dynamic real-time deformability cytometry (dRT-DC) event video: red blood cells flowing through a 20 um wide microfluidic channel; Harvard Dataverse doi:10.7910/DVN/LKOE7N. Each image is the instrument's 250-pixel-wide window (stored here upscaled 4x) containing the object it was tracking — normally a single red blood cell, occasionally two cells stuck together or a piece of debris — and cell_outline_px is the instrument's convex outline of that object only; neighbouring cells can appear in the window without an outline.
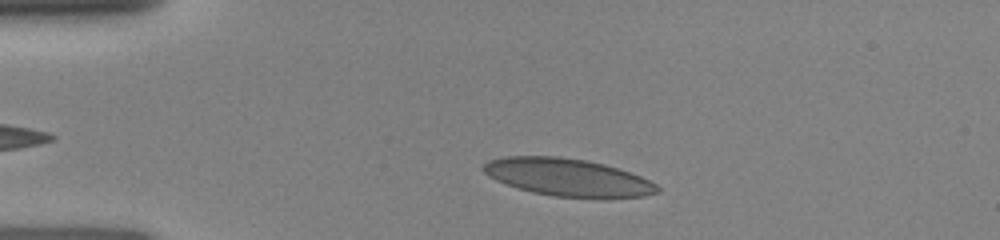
{"species": "human", "species_latin": "Homo sapiens", "temperature_condition": "room temperature", "stored_images_in_passage": 45, "camera_frame_rate_fps": 3000, "um_per_image_px": 0.085, "donor": {"sex": "female"}, "frame": {"image": 1, "passage_image": 6, "time_ms": 1.333, "image_size_px": [1000, 240], "cell_outline_px": [[660, 192], [644, 196], [608, 200], [604, 200], [552, 196], [532, 192], [496, 180], [488, 176], [480, 168], [488, 160], [504, 156], [560, 156], [584, 160], [604, 164], [640, 176], [656, 184], [660, 188]], "centroid_in_image_um": [48.29, 15.1], "position_along_channel_um": 36.7, "area_um2": 38.67}}
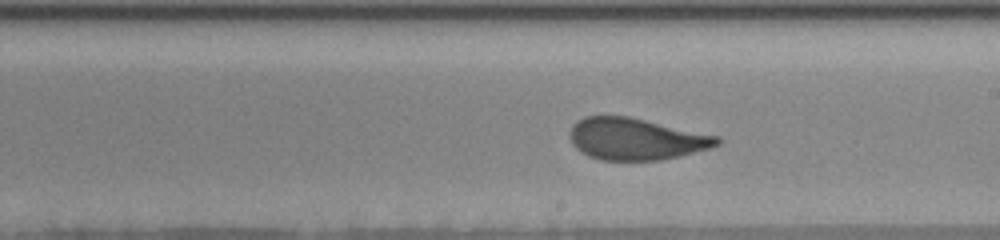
{"frame": {"image": 2, "passage_image": 27, "time_ms": 7.0, "image_size_px": [1000, 240], "cell_outline_px": [[724, 140], [720, 144], [712, 148], [660, 160], [600, 160], [588, 156], [580, 152], [572, 144], [568, 136], [568, 132], [572, 124], [576, 120], [584, 116], [628, 116], [720, 136]], "centroid_in_image_um": [54.04, 11.81], "position_along_channel_um": 235.0, "area_um2": 36.3}}
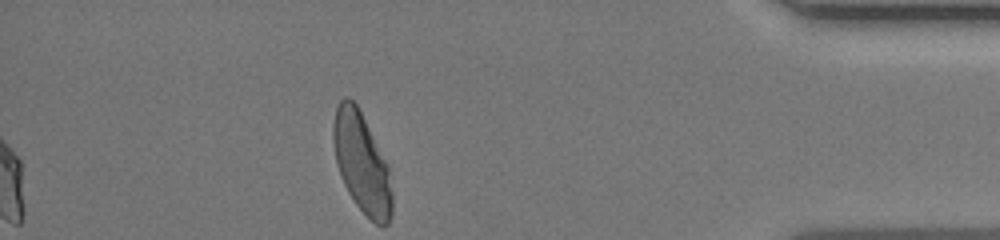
{"frame": {"image": 3, "passage_image": 45, "time_ms": 12.0, "image_size_px": [1000, 240], "cell_outline_px": [[392, 212], [388, 224], [376, 224], [356, 204], [348, 192], [344, 184], [336, 164], [332, 140], [332, 124], [336, 108], [340, 100], [344, 96], [348, 96], [356, 104], [388, 164], [392, 192]], "centroid_in_image_um": [30.73, 13.82], "position_along_channel_um": 404.5, "area_um2": 34.1}}